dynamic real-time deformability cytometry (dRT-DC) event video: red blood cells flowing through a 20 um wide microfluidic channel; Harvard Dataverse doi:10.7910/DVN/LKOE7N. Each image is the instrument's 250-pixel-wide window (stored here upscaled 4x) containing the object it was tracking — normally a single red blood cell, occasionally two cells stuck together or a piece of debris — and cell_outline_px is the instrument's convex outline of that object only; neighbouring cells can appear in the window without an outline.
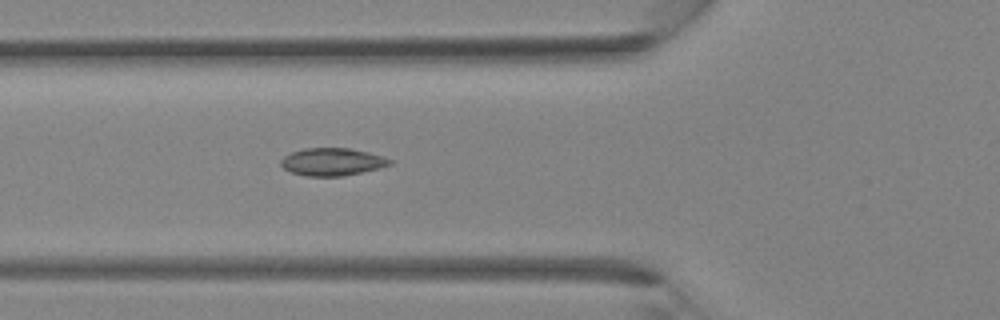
{"species": "Egyptian fruit bat (a non-hibernating species)", "species_latin": "Rousettus aegyptiacus", "temperature_condition": "room temperature", "stored_images_in_passage": 30, "camera_frame_rate_fps": 3000, "um_per_image_px": 0.085, "animal": {"sex": "female"}, "frame": {"image": 1, "passage_image": 8, "time_ms": 2.333, "image_size_px": [1000, 320], "cell_outline_px": [[392, 164], [380, 168], [344, 176], [308, 176], [292, 172], [284, 168], [280, 164], [280, 160], [284, 156], [292, 152], [304, 148], [352, 148], [368, 152], [392, 160]], "centroid_in_image_um": [28.24, 13.75], "position_along_channel_um": 97.6, "area_um2": 17.46}}
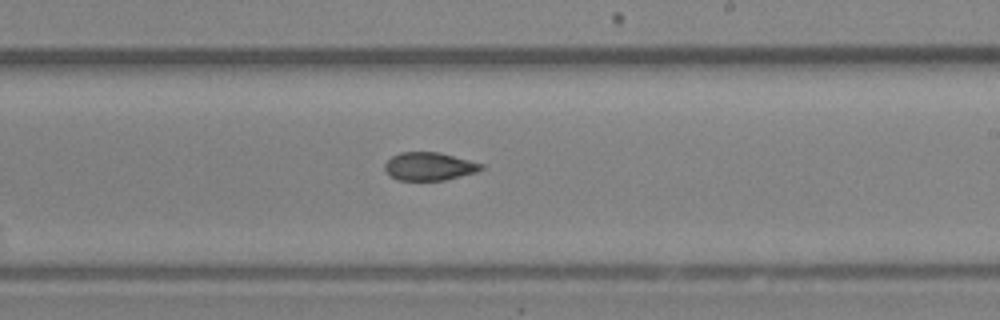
{"frame": {"image": 2, "passage_image": 16, "time_ms": 5.0, "image_size_px": [1000, 320], "cell_outline_px": [[484, 168], [476, 172], [444, 180], [396, 180], [384, 168], [384, 164], [392, 156], [400, 152], [440, 152], [484, 164]], "centroid_in_image_um": [36.49, 14.13], "position_along_channel_um": 252.5, "area_um2": 15.72}}
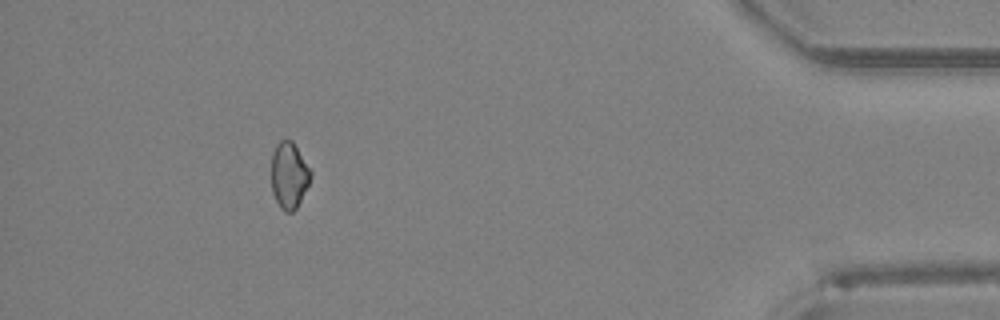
{"frame": {"image": 3, "passage_image": 27, "time_ms": 8.667, "image_size_px": [1000, 320], "cell_outline_px": [[312, 176], [296, 208], [292, 212], [284, 212], [280, 208], [272, 192], [272, 152], [276, 144], [280, 140], [292, 140], [312, 172]], "centroid_in_image_um": [24.56, 14.9], "position_along_channel_um": 410.6, "area_um2": 15.09}}